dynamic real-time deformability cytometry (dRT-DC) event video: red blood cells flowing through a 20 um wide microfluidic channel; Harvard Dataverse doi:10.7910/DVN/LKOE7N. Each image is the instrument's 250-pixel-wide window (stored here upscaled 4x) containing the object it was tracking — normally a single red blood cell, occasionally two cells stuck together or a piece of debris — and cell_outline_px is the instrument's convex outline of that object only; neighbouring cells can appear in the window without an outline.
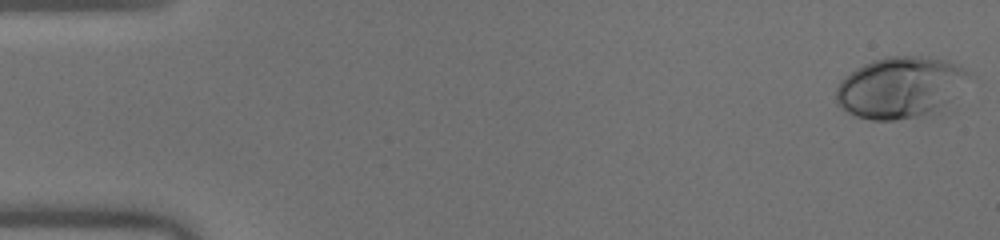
{"species": "human", "species_latin": "Homo sapiens", "temperature_condition": "warm", "stored_images_in_passage": 51, "camera_frame_rate_fps": 3000, "um_per_image_px": 0.085, "donor": {"sex": "male"}, "frame": {"image": 1, "passage_image": 1, "time_ms": 0.0, "image_size_px": [1000, 240], "cell_outline_px": [[968, 72], [940, 116], [896, 120], [872, 120], [852, 116], [840, 108], [836, 104], [836, 88], [840, 80], [844, 76], [856, 68], [872, 60], [884, 56], [920, 56], [944, 60], [960, 64]], "centroid_in_image_um": [76.46, 7.48], "position_along_channel_um": 8.5, "area_um2": 48.09}}
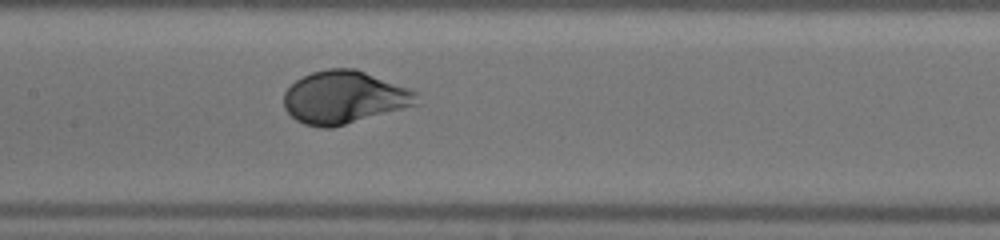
{"frame": {"image": 2, "passage_image": 25, "time_ms": 8.0, "image_size_px": [1000, 240], "cell_outline_px": [[416, 104], [332, 128], [320, 128], [304, 124], [296, 120], [284, 108], [284, 92], [296, 80], [312, 72], [328, 68], [356, 68], [408, 88], [416, 92]], "centroid_in_image_um": [29.2, 8.27], "position_along_channel_um": 178.2, "area_um2": 40.4}}
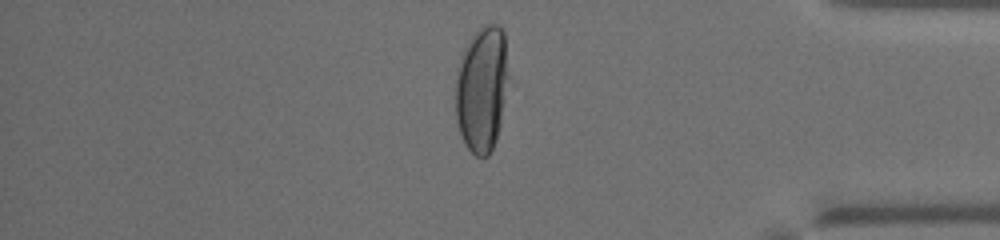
{"frame": {"image": 3, "passage_image": 43, "time_ms": 14.0, "image_size_px": [1000, 240], "cell_outline_px": [[508, 76], [500, 124], [496, 140], [488, 156], [476, 156], [464, 144], [456, 120], [456, 76], [460, 56], [468, 40], [484, 24], [500, 24], [504, 32]], "centroid_in_image_um": [40.94, 7.53], "position_along_channel_um": 394.3, "area_um2": 38.78}, "authors_computed_cell_mechanics": {"area_um2": 41.4426, "velocity_mm_per_s": 4.0263, "shape_relaxation_time_tau1_ms": 2.6229, "shape_relaxation_time_tau2_ms": null, "deformation_change_tau1": 0.1938, "deformation_change_tau2": null}}